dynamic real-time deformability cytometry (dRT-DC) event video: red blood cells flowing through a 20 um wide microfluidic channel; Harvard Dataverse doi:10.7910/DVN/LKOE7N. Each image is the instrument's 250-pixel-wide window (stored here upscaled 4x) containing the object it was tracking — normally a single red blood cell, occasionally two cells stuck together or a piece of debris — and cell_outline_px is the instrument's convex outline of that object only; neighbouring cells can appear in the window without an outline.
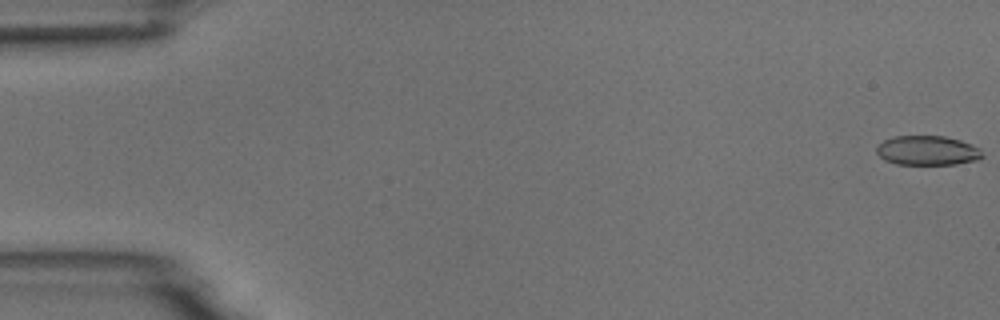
{"species": "common noctule bat (a hibernating species)", "species_latin": "Nyctalus noctula", "temperature_condition": "room temperature", "stored_images_in_passage": 5, "camera_frame_rate_fps": 3000, "um_per_image_px": 0.085, "animal": {"sex": "male", "body_mass_g": 18.8}, "frame": {"image": 1, "passage_image": 1, "time_ms": 0.0, "image_size_px": [1000, 320], "cell_outline_px": [[984, 156], [976, 160], [956, 164], [896, 164], [884, 160], [876, 152], [876, 148], [884, 140], [892, 136], [944, 136], [960, 140], [972, 144], [980, 148]], "centroid_in_image_um": [78.84, 12.79], "position_along_channel_um": 6.2, "area_um2": 18.21}}
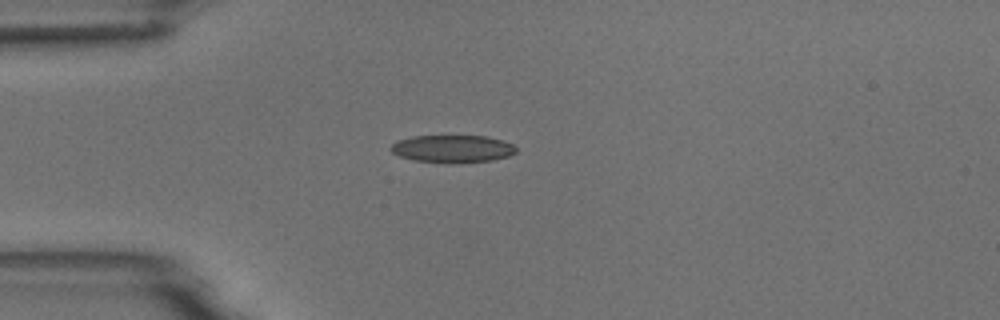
{"frame": {"image": 2, "passage_image": 5, "time_ms": 4.667, "image_size_px": [1000, 320], "cell_outline_px": [[516, 152], [508, 156], [492, 160], [416, 160], [400, 156], [392, 152], [388, 148], [396, 140], [412, 136], [488, 136], [504, 140], [512, 144], [516, 148]], "centroid_in_image_um": [38.45, 12.58], "position_along_channel_um": 46.5, "area_um2": 19.19}}